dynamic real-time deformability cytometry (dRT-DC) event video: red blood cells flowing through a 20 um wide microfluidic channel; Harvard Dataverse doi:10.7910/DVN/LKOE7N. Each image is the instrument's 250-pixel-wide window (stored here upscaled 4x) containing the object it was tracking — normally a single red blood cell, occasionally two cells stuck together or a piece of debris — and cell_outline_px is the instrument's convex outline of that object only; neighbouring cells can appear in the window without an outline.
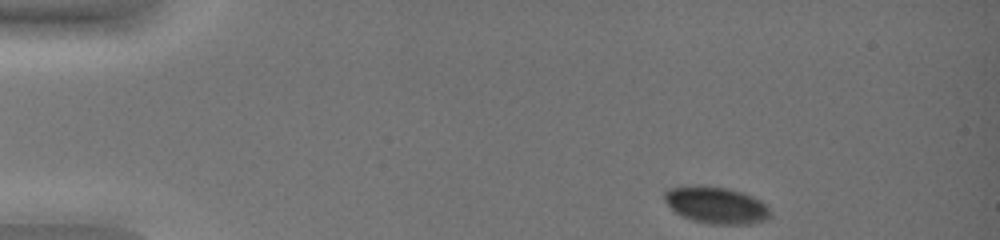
{"species": "common noctule bat (a hibernating species)", "species_latin": "Nyctalus noctula", "temperature_condition": "warm", "stored_images_in_passage": 43, "camera_frame_rate_fps": 3000, "um_per_image_px": 0.085, "animal": {"sex": "female", "body_mass_g": 19.0, "forearm_length_mm": 51.5}, "frame": {"image": 1, "passage_image": 1, "time_ms": 0.0, "image_size_px": [1000, 240], "cell_outline_px": [[772, 216], [764, 220], [752, 224], [708, 224], [692, 220], [676, 212], [664, 200], [664, 192], [668, 188], [692, 184], [700, 184], [728, 188], [752, 196], [760, 200], [772, 212]], "centroid_in_image_um": [60.86, 17.42], "position_along_channel_um": 24.1, "area_um2": 22.95}}
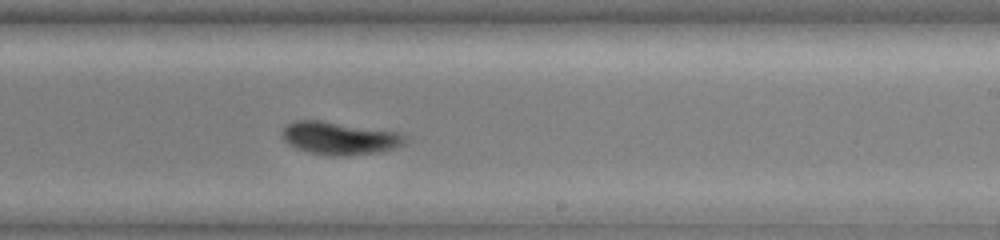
{"frame": {"image": 2, "passage_image": 27, "time_ms": 8.667, "image_size_px": [1000, 240], "cell_outline_px": [[408, 140], [404, 144], [392, 148], [376, 152], [344, 156], [332, 156], [308, 152], [296, 148], [288, 144], [284, 140], [280, 132], [288, 124], [296, 120], [320, 120], [400, 132], [408, 136]], "centroid_in_image_um": [28.86, 11.74], "position_along_channel_um": 260.1, "area_um2": 23.58}}
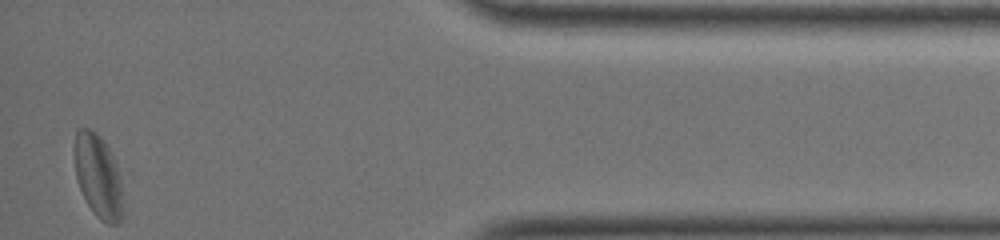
{"frame": {"image": 3, "passage_image": 43, "time_ms": 14.0, "image_size_px": [1000, 240], "cell_outline_px": [[136, 168], [120, 224], [108, 224], [100, 220], [92, 212], [80, 188], [76, 176], [72, 152], [72, 148], [76, 128], [92, 128]], "centroid_in_image_um": [8.66, 14.89], "position_along_channel_um": 426.5, "area_um2": 28.9}, "authors_computed_cell_mechanics": {"area_um2": 24.5072, "velocity_mm_per_s": 3.8148, "shape_relaxation_time_tau1_ms": 3.7317, "shape_relaxation_time_tau2_ms": 2.2918, "deformation_change_tau1": 0.0598, "deformation_change_tau2": 0.0618}}